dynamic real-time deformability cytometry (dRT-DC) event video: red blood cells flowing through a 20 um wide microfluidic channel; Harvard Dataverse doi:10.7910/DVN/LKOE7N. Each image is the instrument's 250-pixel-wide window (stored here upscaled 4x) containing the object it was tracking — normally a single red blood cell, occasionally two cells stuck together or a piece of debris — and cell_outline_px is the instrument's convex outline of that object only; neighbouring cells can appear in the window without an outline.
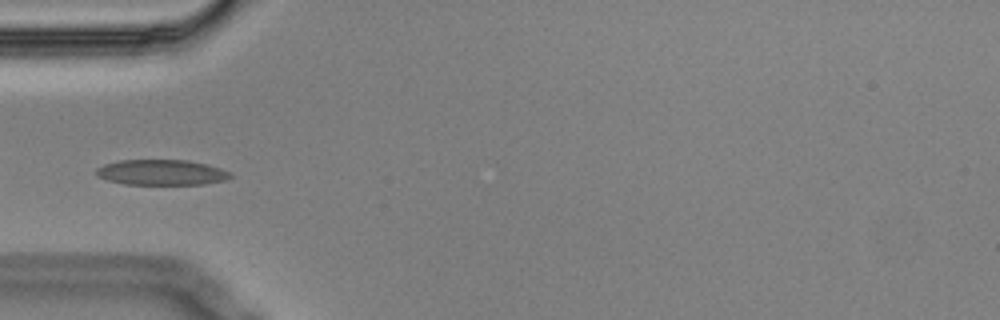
{"species": "Egyptian fruit bat (a non-hibernating species)", "species_latin": "Rousettus aegyptiacus", "temperature_condition": "cold", "stored_images_in_passage": 6, "camera_frame_rate_fps": 3000, "um_per_image_px": 0.085, "animal": {"sex": "male"}, "frame": {"image": 1, "passage_image": 5, "time_ms": 1.333, "image_size_px": [1000, 320], "cell_outline_px": [[232, 176], [224, 180], [204, 184], [124, 184], [108, 180], [96, 176], [96, 168], [104, 164], [120, 160], [188, 160], [220, 168], [232, 172]], "centroid_in_image_um": [13.71, 14.65], "position_along_channel_um": 71.3, "area_um2": 19.83}}
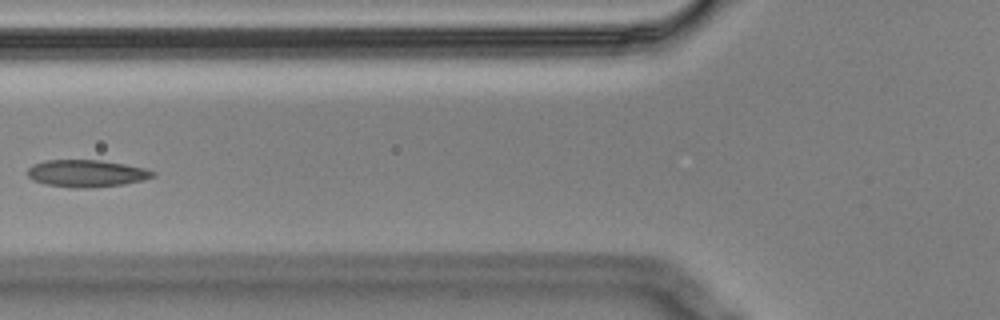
{"frame": {"image": 2, "passage_image": 6, "time_ms": 1.667, "image_size_px": [1000, 320], "cell_outline_px": [[156, 176], [124, 184], [88, 188], [72, 188], [44, 184], [32, 180], [28, 176], [28, 168], [32, 164], [44, 160], [100, 160], [124, 164], [144, 168], [156, 172]], "centroid_in_image_um": [7.32, 14.74], "position_along_channel_um": 118.5, "area_um2": 19.88}}